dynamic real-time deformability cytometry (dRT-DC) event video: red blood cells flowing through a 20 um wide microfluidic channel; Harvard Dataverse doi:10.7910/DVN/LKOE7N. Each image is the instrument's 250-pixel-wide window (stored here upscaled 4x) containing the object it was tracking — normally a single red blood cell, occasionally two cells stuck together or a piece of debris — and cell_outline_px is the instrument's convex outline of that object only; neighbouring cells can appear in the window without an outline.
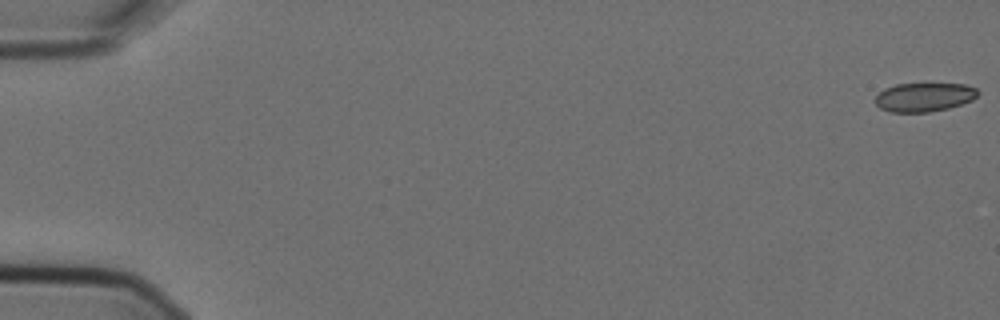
{"species": "Egyptian fruit bat (a non-hibernating species)", "species_latin": "Rousettus aegyptiacus", "temperature_condition": "cold", "stored_images_in_passage": 6, "camera_frame_rate_fps": 3000, "um_per_image_px": 0.085, "animal": {"sex": "female"}, "frame": {"image": 1, "passage_image": 1, "time_ms": 0.0, "image_size_px": [1000, 320], "cell_outline_px": [[980, 92], [972, 100], [948, 108], [928, 112], [892, 112], [880, 108], [872, 100], [884, 88], [896, 84], [964, 84], [976, 88]], "centroid_in_image_um": [78.52, 8.25], "position_along_channel_um": 6.5, "area_um2": 17.22}}